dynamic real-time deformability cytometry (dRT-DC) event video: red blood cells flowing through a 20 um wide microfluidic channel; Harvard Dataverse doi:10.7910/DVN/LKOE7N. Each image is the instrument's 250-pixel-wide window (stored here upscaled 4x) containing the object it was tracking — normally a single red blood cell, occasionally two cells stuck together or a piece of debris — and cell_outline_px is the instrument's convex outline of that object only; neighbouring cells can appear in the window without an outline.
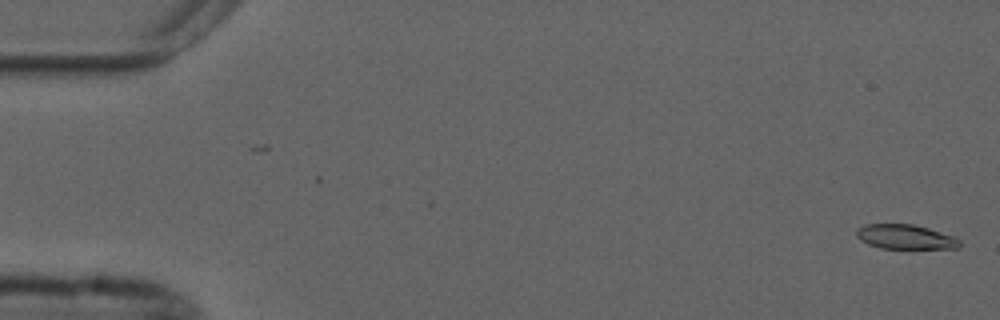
{"species": "common noctule bat (a hibernating species)", "species_latin": "Nyctalus noctula", "temperature_condition": "cold", "stored_images_in_passage": 21, "camera_frame_rate_fps": 3000, "um_per_image_px": 0.085, "animal": {"sex": "male", "forearm_length_mm": 52.5}, "frame": {"image": 1, "passage_image": 2, "time_ms": 0.333, "image_size_px": [1000, 320], "cell_outline_px": [[960, 248], [880, 248], [868, 244], [860, 240], [856, 236], [856, 232], [864, 224], [912, 224], [928, 228], [952, 236], [960, 240]], "centroid_in_image_um": [76.93, 20.13], "position_along_channel_um": 8.1, "area_um2": 14.57}}
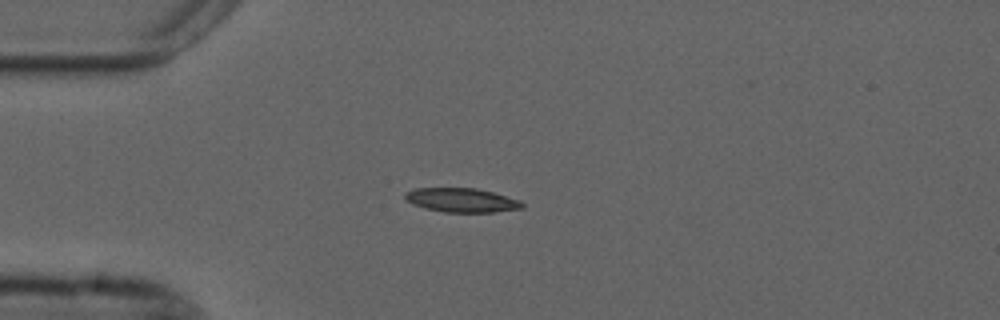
{"frame": {"image": 2, "passage_image": 15, "time_ms": 4.667, "image_size_px": [1000, 320], "cell_outline_px": [[524, 208], [492, 212], [444, 212], [424, 208], [412, 204], [404, 200], [404, 192], [416, 188], [476, 188], [492, 192], [520, 200], [524, 204]], "centroid_in_image_um": [39.2, 17.01], "position_along_channel_um": 45.8, "area_um2": 16.53}}
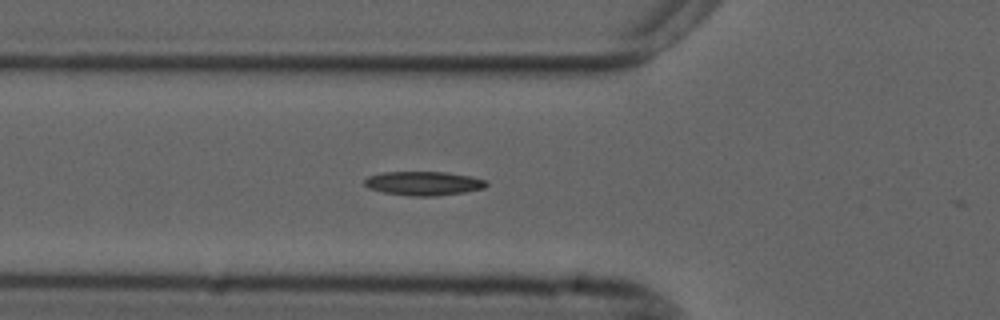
{"frame": {"image": 3, "passage_image": 20, "time_ms": 6.333, "image_size_px": [1000, 320], "cell_outline_px": [[488, 184], [484, 188], [464, 192], [436, 196], [408, 196], [384, 192], [368, 188], [364, 184], [364, 180], [368, 176], [384, 172], [444, 172], [468, 176], [488, 180]], "centroid_in_image_um": [36.0, 15.59], "position_along_channel_um": 89.8, "area_um2": 16.99}}